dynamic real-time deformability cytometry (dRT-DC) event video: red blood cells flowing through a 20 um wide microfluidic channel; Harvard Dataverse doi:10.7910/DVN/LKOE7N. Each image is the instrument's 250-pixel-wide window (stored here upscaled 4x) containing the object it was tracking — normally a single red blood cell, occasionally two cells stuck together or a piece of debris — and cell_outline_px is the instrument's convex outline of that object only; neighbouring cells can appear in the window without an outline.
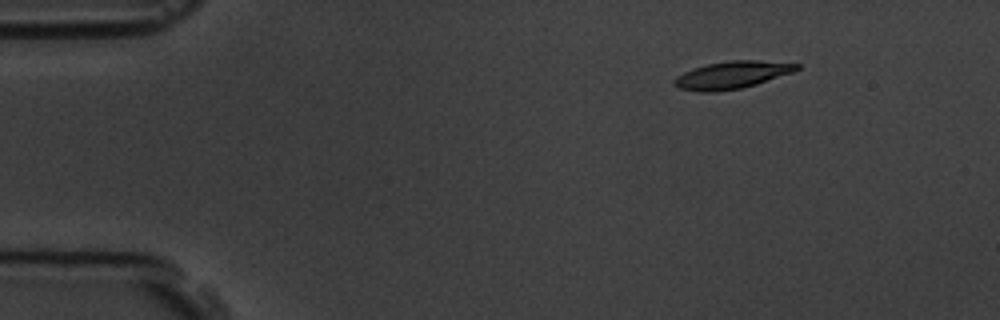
{"species": "common noctule bat (a hibernating species)", "species_latin": "Nyctalus noctula", "temperature_condition": "room temperature", "stored_images_in_passage": 3, "camera_frame_rate_fps": 3000, "um_per_image_px": 0.085, "animal": {"sex": "male", "body_mass_g": 19.5, "forearm_length_mm": 54.6}, "frame": {"image": 1, "passage_image": 1, "time_ms": 0.0, "image_size_px": [1000, 320], "cell_outline_px": [[800, 68], [792, 72], [756, 84], [740, 88], [716, 92], [700, 92], [680, 88], [672, 84], [672, 80], [676, 76], [692, 68], [708, 64], [732, 60], [756, 60], [800, 64]], "centroid_in_image_um": [62.17, 6.37], "position_along_channel_um": 22.8, "area_um2": 19.42}}